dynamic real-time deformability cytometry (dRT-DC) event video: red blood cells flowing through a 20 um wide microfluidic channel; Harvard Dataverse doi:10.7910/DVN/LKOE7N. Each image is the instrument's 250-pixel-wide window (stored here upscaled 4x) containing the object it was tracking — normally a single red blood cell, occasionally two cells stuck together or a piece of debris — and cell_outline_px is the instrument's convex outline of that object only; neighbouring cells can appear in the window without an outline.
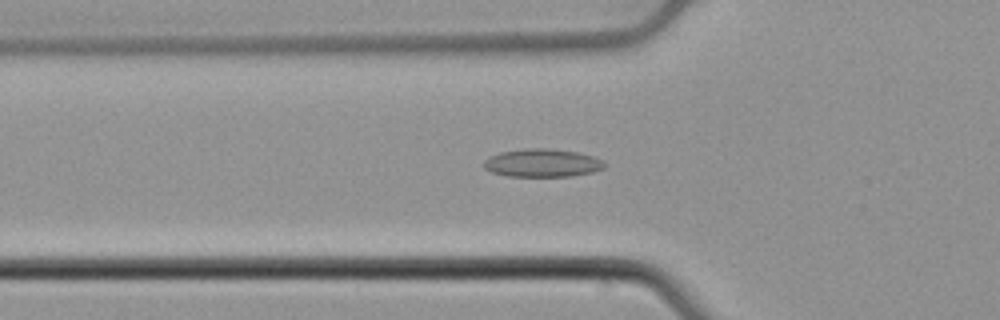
{"species": "common noctule bat (a hibernating species)", "species_latin": "Nyctalus noctula", "temperature_condition": "cold", "stored_images_in_passage": 54, "camera_frame_rate_fps": 3000, "um_per_image_px": 0.085, "animal": {"sex": "male", "body_mass_g": 21.5, "forearm_length_mm": 52.0}, "frame": {"image": 1, "passage_image": 19, "time_ms": 6.0, "image_size_px": [1000, 320], "cell_outline_px": [[604, 168], [592, 172], [572, 176], [508, 176], [492, 172], [484, 168], [484, 160], [500, 152], [524, 148], [548, 148], [576, 152], [592, 156], [604, 160]], "centroid_in_image_um": [46.1, 13.85], "position_along_channel_um": 79.7, "area_um2": 19.65}}
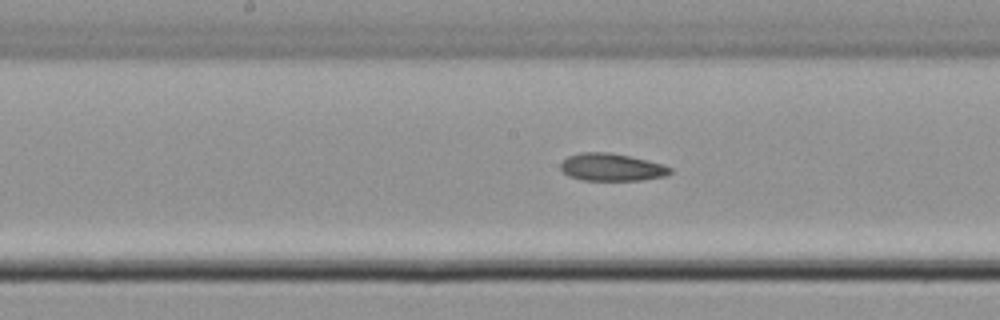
{"frame": {"image": 2, "passage_image": 28, "time_ms": 9.0, "image_size_px": [1000, 320], "cell_outline_px": [[672, 172], [668, 176], [640, 180], [580, 180], [568, 176], [560, 168], [560, 164], [568, 156], [580, 152], [608, 152], [648, 160], [664, 164], [672, 168]], "centroid_in_image_um": [52.01, 14.22], "position_along_channel_um": 196.2, "area_um2": 17.69}}
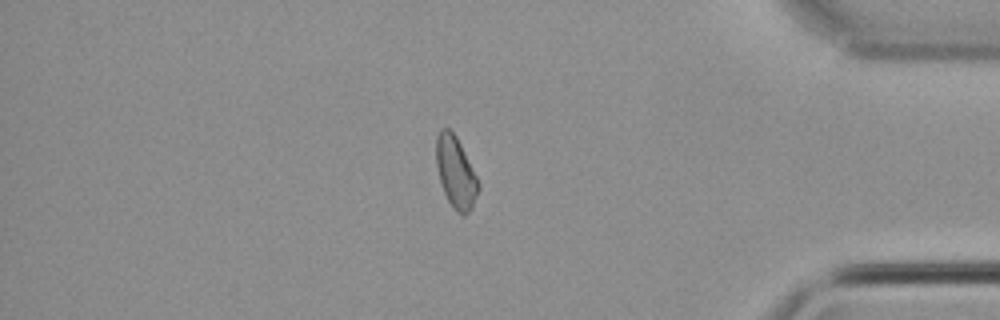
{"frame": {"image": 3, "passage_image": 46, "time_ms": 15.0, "image_size_px": [1000, 320], "cell_outline_px": [[480, 188], [472, 208], [464, 216], [456, 212], [448, 200], [444, 192], [440, 180], [436, 164], [436, 136], [440, 128], [448, 128], [456, 136], [480, 184]], "centroid_in_image_um": [38.73, 14.66], "position_along_channel_um": 396.5, "area_um2": 17.4}, "authors_computed_cell_mechanics": {"area_um2": 18.1492, "velocity_mm_per_s": 3.8724, "shape_relaxation_time_tau1_ms": 9.1962, "shape_relaxation_time_tau2_ms": 1.9267, "deformation_change_tau1": 0.1048, "deformation_change_tau2": 0.0922}}